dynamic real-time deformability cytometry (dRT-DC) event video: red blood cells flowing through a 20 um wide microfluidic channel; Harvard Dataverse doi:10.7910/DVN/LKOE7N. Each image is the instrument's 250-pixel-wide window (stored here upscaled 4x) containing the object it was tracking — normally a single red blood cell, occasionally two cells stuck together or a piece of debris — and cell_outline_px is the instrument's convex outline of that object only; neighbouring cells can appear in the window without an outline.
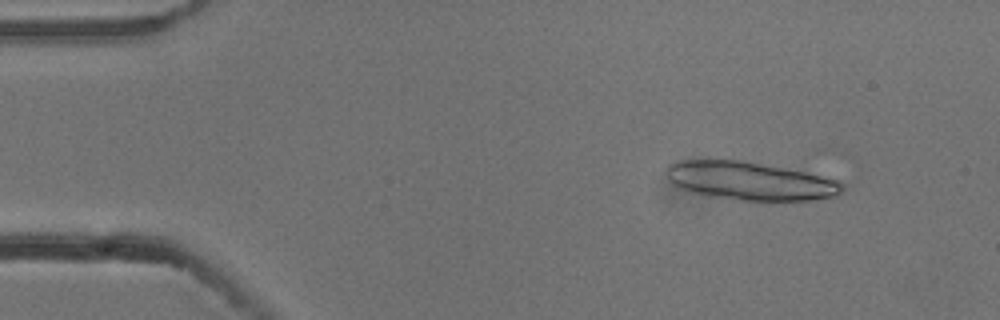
{"species": "common noctule bat (a hibernating species)", "species_latin": "Nyctalus noctula", "temperature_condition": "cold", "stored_images_in_passage": 7, "camera_frame_rate_fps": 3000, "um_per_image_px": 0.085, "animal": {"sex": "male", "body_mass_g": 13.3}, "frame": {"image": 1, "passage_image": 2, "time_ms": 0.333, "image_size_px": [1000, 320], "cell_outline_px": [[848, 188], [844, 192], [836, 196], [812, 200], [756, 204], [708, 196], [680, 188], [668, 180], [664, 172], [664, 168], [668, 164], [676, 160], [744, 160], [804, 172], [840, 180], [848, 184]], "centroid_in_image_um": [63.82, 15.43], "position_along_channel_um": 21.2, "area_um2": 40.98}}